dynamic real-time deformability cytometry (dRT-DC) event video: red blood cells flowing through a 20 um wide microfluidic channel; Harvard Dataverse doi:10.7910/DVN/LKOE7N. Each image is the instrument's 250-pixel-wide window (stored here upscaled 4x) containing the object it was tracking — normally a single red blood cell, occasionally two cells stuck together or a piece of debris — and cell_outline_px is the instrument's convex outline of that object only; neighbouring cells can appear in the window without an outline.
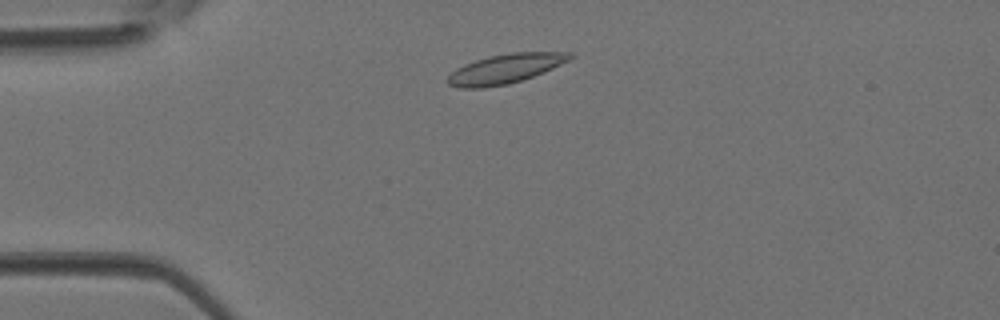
{"species": "Egyptian fruit bat (a non-hibernating species)", "species_latin": "Rousettus aegyptiacus", "temperature_condition": "room temperature", "stored_images_in_passage": 1, "camera_frame_rate_fps": 3000, "um_per_image_px": 0.085, "animal": {"sex": "female"}, "frame": {"image": 1, "passage_image": 1, "time_ms": 0.0, "image_size_px": [1000, 320], "cell_outline_px": [[576, 56], [544, 72], [508, 84], [480, 88], [460, 88], [448, 84], [444, 80], [456, 68], [464, 64], [488, 56], [512, 52], [572, 52]], "centroid_in_image_um": [42.92, 5.84], "position_along_channel_um": 42.1, "area_um2": 20.92}}